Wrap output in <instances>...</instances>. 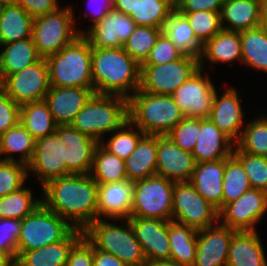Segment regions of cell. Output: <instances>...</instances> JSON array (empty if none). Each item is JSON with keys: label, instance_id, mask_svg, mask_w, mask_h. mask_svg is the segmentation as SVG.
Masks as SVG:
<instances>
[{"label": "cell", "instance_id": "obj_60", "mask_svg": "<svg viewBox=\"0 0 267 266\" xmlns=\"http://www.w3.org/2000/svg\"><path fill=\"white\" fill-rule=\"evenodd\" d=\"M261 26L267 31V0H261Z\"/></svg>", "mask_w": 267, "mask_h": 266}, {"label": "cell", "instance_id": "obj_59", "mask_svg": "<svg viewBox=\"0 0 267 266\" xmlns=\"http://www.w3.org/2000/svg\"><path fill=\"white\" fill-rule=\"evenodd\" d=\"M0 266H16V263L9 254L0 250Z\"/></svg>", "mask_w": 267, "mask_h": 266}, {"label": "cell", "instance_id": "obj_54", "mask_svg": "<svg viewBox=\"0 0 267 266\" xmlns=\"http://www.w3.org/2000/svg\"><path fill=\"white\" fill-rule=\"evenodd\" d=\"M17 4L22 6L33 18L45 15L58 9V0H17Z\"/></svg>", "mask_w": 267, "mask_h": 266}, {"label": "cell", "instance_id": "obj_12", "mask_svg": "<svg viewBox=\"0 0 267 266\" xmlns=\"http://www.w3.org/2000/svg\"><path fill=\"white\" fill-rule=\"evenodd\" d=\"M0 88L19 106L44 100L50 89L45 58L22 71L5 76L0 81Z\"/></svg>", "mask_w": 267, "mask_h": 266}, {"label": "cell", "instance_id": "obj_46", "mask_svg": "<svg viewBox=\"0 0 267 266\" xmlns=\"http://www.w3.org/2000/svg\"><path fill=\"white\" fill-rule=\"evenodd\" d=\"M186 16L197 40L204 45L208 40L221 31L220 12L196 11L180 12Z\"/></svg>", "mask_w": 267, "mask_h": 266}, {"label": "cell", "instance_id": "obj_47", "mask_svg": "<svg viewBox=\"0 0 267 266\" xmlns=\"http://www.w3.org/2000/svg\"><path fill=\"white\" fill-rule=\"evenodd\" d=\"M28 176L27 165L15 161L0 160V197L6 196L24 186Z\"/></svg>", "mask_w": 267, "mask_h": 266}, {"label": "cell", "instance_id": "obj_53", "mask_svg": "<svg viewBox=\"0 0 267 266\" xmlns=\"http://www.w3.org/2000/svg\"><path fill=\"white\" fill-rule=\"evenodd\" d=\"M224 0H174L178 12H220Z\"/></svg>", "mask_w": 267, "mask_h": 266}, {"label": "cell", "instance_id": "obj_38", "mask_svg": "<svg viewBox=\"0 0 267 266\" xmlns=\"http://www.w3.org/2000/svg\"><path fill=\"white\" fill-rule=\"evenodd\" d=\"M90 175L97 184L114 183L127 179L125 160L110 153L99 143L94 151Z\"/></svg>", "mask_w": 267, "mask_h": 266}, {"label": "cell", "instance_id": "obj_5", "mask_svg": "<svg viewBox=\"0 0 267 266\" xmlns=\"http://www.w3.org/2000/svg\"><path fill=\"white\" fill-rule=\"evenodd\" d=\"M128 120V99L118 95L94 93L70 123L76 130L98 143Z\"/></svg>", "mask_w": 267, "mask_h": 266}, {"label": "cell", "instance_id": "obj_16", "mask_svg": "<svg viewBox=\"0 0 267 266\" xmlns=\"http://www.w3.org/2000/svg\"><path fill=\"white\" fill-rule=\"evenodd\" d=\"M55 134L63 144L67 169L72 174H90L93 167L94 151L99 143L82 134L70 124L57 125Z\"/></svg>", "mask_w": 267, "mask_h": 266}, {"label": "cell", "instance_id": "obj_29", "mask_svg": "<svg viewBox=\"0 0 267 266\" xmlns=\"http://www.w3.org/2000/svg\"><path fill=\"white\" fill-rule=\"evenodd\" d=\"M205 58L213 64H229L237 59L242 63L240 32L224 29L219 31L203 45L199 58V68L201 69H204Z\"/></svg>", "mask_w": 267, "mask_h": 266}, {"label": "cell", "instance_id": "obj_13", "mask_svg": "<svg viewBox=\"0 0 267 266\" xmlns=\"http://www.w3.org/2000/svg\"><path fill=\"white\" fill-rule=\"evenodd\" d=\"M267 211V193L251 188L218 212V221L235 231H256V224Z\"/></svg>", "mask_w": 267, "mask_h": 266}, {"label": "cell", "instance_id": "obj_58", "mask_svg": "<svg viewBox=\"0 0 267 266\" xmlns=\"http://www.w3.org/2000/svg\"><path fill=\"white\" fill-rule=\"evenodd\" d=\"M142 266H183L172 260H146Z\"/></svg>", "mask_w": 267, "mask_h": 266}, {"label": "cell", "instance_id": "obj_39", "mask_svg": "<svg viewBox=\"0 0 267 266\" xmlns=\"http://www.w3.org/2000/svg\"><path fill=\"white\" fill-rule=\"evenodd\" d=\"M251 186L241 162L234 156L225 159L222 208L250 190Z\"/></svg>", "mask_w": 267, "mask_h": 266}, {"label": "cell", "instance_id": "obj_44", "mask_svg": "<svg viewBox=\"0 0 267 266\" xmlns=\"http://www.w3.org/2000/svg\"><path fill=\"white\" fill-rule=\"evenodd\" d=\"M235 145L245 153L267 157V115L248 122Z\"/></svg>", "mask_w": 267, "mask_h": 266}, {"label": "cell", "instance_id": "obj_10", "mask_svg": "<svg viewBox=\"0 0 267 266\" xmlns=\"http://www.w3.org/2000/svg\"><path fill=\"white\" fill-rule=\"evenodd\" d=\"M198 69L199 58L187 55L165 64H142L139 89L157 95H172Z\"/></svg>", "mask_w": 267, "mask_h": 266}, {"label": "cell", "instance_id": "obj_2", "mask_svg": "<svg viewBox=\"0 0 267 266\" xmlns=\"http://www.w3.org/2000/svg\"><path fill=\"white\" fill-rule=\"evenodd\" d=\"M140 73L141 66L123 47L92 48L94 93L118 95L128 99L140 87Z\"/></svg>", "mask_w": 267, "mask_h": 266}, {"label": "cell", "instance_id": "obj_20", "mask_svg": "<svg viewBox=\"0 0 267 266\" xmlns=\"http://www.w3.org/2000/svg\"><path fill=\"white\" fill-rule=\"evenodd\" d=\"M237 231L221 225L197 232V251L193 266H226L232 236Z\"/></svg>", "mask_w": 267, "mask_h": 266}, {"label": "cell", "instance_id": "obj_4", "mask_svg": "<svg viewBox=\"0 0 267 266\" xmlns=\"http://www.w3.org/2000/svg\"><path fill=\"white\" fill-rule=\"evenodd\" d=\"M45 61L50 86L93 88L92 47L83 35Z\"/></svg>", "mask_w": 267, "mask_h": 266}, {"label": "cell", "instance_id": "obj_3", "mask_svg": "<svg viewBox=\"0 0 267 266\" xmlns=\"http://www.w3.org/2000/svg\"><path fill=\"white\" fill-rule=\"evenodd\" d=\"M184 118L172 95L138 89L128 98V119L145 135H167Z\"/></svg>", "mask_w": 267, "mask_h": 266}, {"label": "cell", "instance_id": "obj_48", "mask_svg": "<svg viewBox=\"0 0 267 266\" xmlns=\"http://www.w3.org/2000/svg\"><path fill=\"white\" fill-rule=\"evenodd\" d=\"M200 133V119L185 117L167 136L181 149L192 152Z\"/></svg>", "mask_w": 267, "mask_h": 266}, {"label": "cell", "instance_id": "obj_23", "mask_svg": "<svg viewBox=\"0 0 267 266\" xmlns=\"http://www.w3.org/2000/svg\"><path fill=\"white\" fill-rule=\"evenodd\" d=\"M209 119L235 143L240 139L244 112L235 88L228 87L220 97L216 91Z\"/></svg>", "mask_w": 267, "mask_h": 266}, {"label": "cell", "instance_id": "obj_22", "mask_svg": "<svg viewBox=\"0 0 267 266\" xmlns=\"http://www.w3.org/2000/svg\"><path fill=\"white\" fill-rule=\"evenodd\" d=\"M94 94L93 88L50 86L44 101L57 125L70 124Z\"/></svg>", "mask_w": 267, "mask_h": 266}, {"label": "cell", "instance_id": "obj_11", "mask_svg": "<svg viewBox=\"0 0 267 266\" xmlns=\"http://www.w3.org/2000/svg\"><path fill=\"white\" fill-rule=\"evenodd\" d=\"M172 221L200 230L219 222L218 210L198 194L190 182L175 183Z\"/></svg>", "mask_w": 267, "mask_h": 266}, {"label": "cell", "instance_id": "obj_55", "mask_svg": "<svg viewBox=\"0 0 267 266\" xmlns=\"http://www.w3.org/2000/svg\"><path fill=\"white\" fill-rule=\"evenodd\" d=\"M89 3L94 6V8L90 11V15H92V25L96 24L102 18H105L107 14L114 9V0H89ZM88 3V4H89ZM93 3L95 5H93ZM96 3L99 4L96 6ZM101 4V5H100ZM90 5V4H89Z\"/></svg>", "mask_w": 267, "mask_h": 266}, {"label": "cell", "instance_id": "obj_34", "mask_svg": "<svg viewBox=\"0 0 267 266\" xmlns=\"http://www.w3.org/2000/svg\"><path fill=\"white\" fill-rule=\"evenodd\" d=\"M197 232L193 227L175 221L168 222L170 260L183 266H193L197 251Z\"/></svg>", "mask_w": 267, "mask_h": 266}, {"label": "cell", "instance_id": "obj_8", "mask_svg": "<svg viewBox=\"0 0 267 266\" xmlns=\"http://www.w3.org/2000/svg\"><path fill=\"white\" fill-rule=\"evenodd\" d=\"M74 228L41 204L21 220L17 251H30L62 241Z\"/></svg>", "mask_w": 267, "mask_h": 266}, {"label": "cell", "instance_id": "obj_26", "mask_svg": "<svg viewBox=\"0 0 267 266\" xmlns=\"http://www.w3.org/2000/svg\"><path fill=\"white\" fill-rule=\"evenodd\" d=\"M224 170L225 159L197 163L189 181L218 212L222 209Z\"/></svg>", "mask_w": 267, "mask_h": 266}, {"label": "cell", "instance_id": "obj_37", "mask_svg": "<svg viewBox=\"0 0 267 266\" xmlns=\"http://www.w3.org/2000/svg\"><path fill=\"white\" fill-rule=\"evenodd\" d=\"M242 64L267 73V31L260 25L240 32Z\"/></svg>", "mask_w": 267, "mask_h": 266}, {"label": "cell", "instance_id": "obj_35", "mask_svg": "<svg viewBox=\"0 0 267 266\" xmlns=\"http://www.w3.org/2000/svg\"><path fill=\"white\" fill-rule=\"evenodd\" d=\"M0 141L1 155L5 156L1 158L2 161H15L13 154L19 153L18 162L26 165L31 162L35 152V139L20 122L0 135Z\"/></svg>", "mask_w": 267, "mask_h": 266}, {"label": "cell", "instance_id": "obj_51", "mask_svg": "<svg viewBox=\"0 0 267 266\" xmlns=\"http://www.w3.org/2000/svg\"><path fill=\"white\" fill-rule=\"evenodd\" d=\"M20 120V106L0 88V135Z\"/></svg>", "mask_w": 267, "mask_h": 266}, {"label": "cell", "instance_id": "obj_49", "mask_svg": "<svg viewBox=\"0 0 267 266\" xmlns=\"http://www.w3.org/2000/svg\"><path fill=\"white\" fill-rule=\"evenodd\" d=\"M21 220L1 218L0 250L17 260V240L20 234Z\"/></svg>", "mask_w": 267, "mask_h": 266}, {"label": "cell", "instance_id": "obj_24", "mask_svg": "<svg viewBox=\"0 0 267 266\" xmlns=\"http://www.w3.org/2000/svg\"><path fill=\"white\" fill-rule=\"evenodd\" d=\"M234 147L235 142L209 117L200 119V133L192 151L196 164L226 159L233 155Z\"/></svg>", "mask_w": 267, "mask_h": 266}, {"label": "cell", "instance_id": "obj_25", "mask_svg": "<svg viewBox=\"0 0 267 266\" xmlns=\"http://www.w3.org/2000/svg\"><path fill=\"white\" fill-rule=\"evenodd\" d=\"M83 236L74 228L62 241L30 251H17L16 266H65L73 245Z\"/></svg>", "mask_w": 267, "mask_h": 266}, {"label": "cell", "instance_id": "obj_21", "mask_svg": "<svg viewBox=\"0 0 267 266\" xmlns=\"http://www.w3.org/2000/svg\"><path fill=\"white\" fill-rule=\"evenodd\" d=\"M134 181L124 179L114 183L98 184L97 219H129L132 213Z\"/></svg>", "mask_w": 267, "mask_h": 266}, {"label": "cell", "instance_id": "obj_28", "mask_svg": "<svg viewBox=\"0 0 267 266\" xmlns=\"http://www.w3.org/2000/svg\"><path fill=\"white\" fill-rule=\"evenodd\" d=\"M257 231H237L231 239L226 266H267Z\"/></svg>", "mask_w": 267, "mask_h": 266}, {"label": "cell", "instance_id": "obj_19", "mask_svg": "<svg viewBox=\"0 0 267 266\" xmlns=\"http://www.w3.org/2000/svg\"><path fill=\"white\" fill-rule=\"evenodd\" d=\"M128 220L146 260H170L169 221L142 217H130Z\"/></svg>", "mask_w": 267, "mask_h": 266}, {"label": "cell", "instance_id": "obj_56", "mask_svg": "<svg viewBox=\"0 0 267 266\" xmlns=\"http://www.w3.org/2000/svg\"><path fill=\"white\" fill-rule=\"evenodd\" d=\"M93 266H127L117 256L106 253L93 246Z\"/></svg>", "mask_w": 267, "mask_h": 266}, {"label": "cell", "instance_id": "obj_36", "mask_svg": "<svg viewBox=\"0 0 267 266\" xmlns=\"http://www.w3.org/2000/svg\"><path fill=\"white\" fill-rule=\"evenodd\" d=\"M19 122L35 140L55 133L57 127L44 100L21 105Z\"/></svg>", "mask_w": 267, "mask_h": 266}, {"label": "cell", "instance_id": "obj_14", "mask_svg": "<svg viewBox=\"0 0 267 266\" xmlns=\"http://www.w3.org/2000/svg\"><path fill=\"white\" fill-rule=\"evenodd\" d=\"M203 72L199 68L172 94L185 117L203 119L210 115L217 90Z\"/></svg>", "mask_w": 267, "mask_h": 266}, {"label": "cell", "instance_id": "obj_1", "mask_svg": "<svg viewBox=\"0 0 267 266\" xmlns=\"http://www.w3.org/2000/svg\"><path fill=\"white\" fill-rule=\"evenodd\" d=\"M42 204L73 228L84 230L97 220L98 184L90 174H71L54 179L42 187Z\"/></svg>", "mask_w": 267, "mask_h": 266}, {"label": "cell", "instance_id": "obj_15", "mask_svg": "<svg viewBox=\"0 0 267 266\" xmlns=\"http://www.w3.org/2000/svg\"><path fill=\"white\" fill-rule=\"evenodd\" d=\"M27 169L37 176L42 187L54 179L72 174L67 169L63 144L55 133L35 140V152Z\"/></svg>", "mask_w": 267, "mask_h": 266}, {"label": "cell", "instance_id": "obj_57", "mask_svg": "<svg viewBox=\"0 0 267 266\" xmlns=\"http://www.w3.org/2000/svg\"><path fill=\"white\" fill-rule=\"evenodd\" d=\"M139 0H114V9L126 15H130Z\"/></svg>", "mask_w": 267, "mask_h": 266}, {"label": "cell", "instance_id": "obj_61", "mask_svg": "<svg viewBox=\"0 0 267 266\" xmlns=\"http://www.w3.org/2000/svg\"><path fill=\"white\" fill-rule=\"evenodd\" d=\"M15 3H17V0H0V5L15 4Z\"/></svg>", "mask_w": 267, "mask_h": 266}, {"label": "cell", "instance_id": "obj_52", "mask_svg": "<svg viewBox=\"0 0 267 266\" xmlns=\"http://www.w3.org/2000/svg\"><path fill=\"white\" fill-rule=\"evenodd\" d=\"M65 266H93V245L84 235L71 248Z\"/></svg>", "mask_w": 267, "mask_h": 266}, {"label": "cell", "instance_id": "obj_6", "mask_svg": "<svg viewBox=\"0 0 267 266\" xmlns=\"http://www.w3.org/2000/svg\"><path fill=\"white\" fill-rule=\"evenodd\" d=\"M124 224L97 219L83 230V235L96 249L117 256L127 266H142L146 262L142 247L130 221L125 219Z\"/></svg>", "mask_w": 267, "mask_h": 266}, {"label": "cell", "instance_id": "obj_62", "mask_svg": "<svg viewBox=\"0 0 267 266\" xmlns=\"http://www.w3.org/2000/svg\"><path fill=\"white\" fill-rule=\"evenodd\" d=\"M0 158H2V157H1V141H0ZM0 160H1V159H0Z\"/></svg>", "mask_w": 267, "mask_h": 266}, {"label": "cell", "instance_id": "obj_41", "mask_svg": "<svg viewBox=\"0 0 267 266\" xmlns=\"http://www.w3.org/2000/svg\"><path fill=\"white\" fill-rule=\"evenodd\" d=\"M42 204L41 198H33L31 189L19 190L0 197V217L22 220Z\"/></svg>", "mask_w": 267, "mask_h": 266}, {"label": "cell", "instance_id": "obj_18", "mask_svg": "<svg viewBox=\"0 0 267 266\" xmlns=\"http://www.w3.org/2000/svg\"><path fill=\"white\" fill-rule=\"evenodd\" d=\"M136 26L129 15L112 9L105 18L88 26L83 36L92 48H122Z\"/></svg>", "mask_w": 267, "mask_h": 266}, {"label": "cell", "instance_id": "obj_45", "mask_svg": "<svg viewBox=\"0 0 267 266\" xmlns=\"http://www.w3.org/2000/svg\"><path fill=\"white\" fill-rule=\"evenodd\" d=\"M233 155L241 162L251 188L267 193V157L241 151L236 145Z\"/></svg>", "mask_w": 267, "mask_h": 266}, {"label": "cell", "instance_id": "obj_50", "mask_svg": "<svg viewBox=\"0 0 267 266\" xmlns=\"http://www.w3.org/2000/svg\"><path fill=\"white\" fill-rule=\"evenodd\" d=\"M183 54L162 32L151 49L148 59L144 64H165L178 60Z\"/></svg>", "mask_w": 267, "mask_h": 266}, {"label": "cell", "instance_id": "obj_40", "mask_svg": "<svg viewBox=\"0 0 267 266\" xmlns=\"http://www.w3.org/2000/svg\"><path fill=\"white\" fill-rule=\"evenodd\" d=\"M174 9V0H139L129 16L137 25L163 28Z\"/></svg>", "mask_w": 267, "mask_h": 266}, {"label": "cell", "instance_id": "obj_30", "mask_svg": "<svg viewBox=\"0 0 267 266\" xmlns=\"http://www.w3.org/2000/svg\"><path fill=\"white\" fill-rule=\"evenodd\" d=\"M33 21L17 3L0 5V45L30 38Z\"/></svg>", "mask_w": 267, "mask_h": 266}, {"label": "cell", "instance_id": "obj_17", "mask_svg": "<svg viewBox=\"0 0 267 266\" xmlns=\"http://www.w3.org/2000/svg\"><path fill=\"white\" fill-rule=\"evenodd\" d=\"M195 165L192 152L178 147L167 135H157L156 175L175 183L189 182Z\"/></svg>", "mask_w": 267, "mask_h": 266}, {"label": "cell", "instance_id": "obj_31", "mask_svg": "<svg viewBox=\"0 0 267 266\" xmlns=\"http://www.w3.org/2000/svg\"><path fill=\"white\" fill-rule=\"evenodd\" d=\"M157 135H144L125 160L127 179L137 181L156 175Z\"/></svg>", "mask_w": 267, "mask_h": 266}, {"label": "cell", "instance_id": "obj_43", "mask_svg": "<svg viewBox=\"0 0 267 266\" xmlns=\"http://www.w3.org/2000/svg\"><path fill=\"white\" fill-rule=\"evenodd\" d=\"M162 28L137 25L124 43V50L141 66L146 62Z\"/></svg>", "mask_w": 267, "mask_h": 266}, {"label": "cell", "instance_id": "obj_27", "mask_svg": "<svg viewBox=\"0 0 267 266\" xmlns=\"http://www.w3.org/2000/svg\"><path fill=\"white\" fill-rule=\"evenodd\" d=\"M220 19L227 31L242 32L260 26L261 0H224Z\"/></svg>", "mask_w": 267, "mask_h": 266}, {"label": "cell", "instance_id": "obj_33", "mask_svg": "<svg viewBox=\"0 0 267 266\" xmlns=\"http://www.w3.org/2000/svg\"><path fill=\"white\" fill-rule=\"evenodd\" d=\"M1 46L4 49L0 52V81L5 76L22 71L41 59L32 37Z\"/></svg>", "mask_w": 267, "mask_h": 266}, {"label": "cell", "instance_id": "obj_9", "mask_svg": "<svg viewBox=\"0 0 267 266\" xmlns=\"http://www.w3.org/2000/svg\"><path fill=\"white\" fill-rule=\"evenodd\" d=\"M174 184L158 175L134 181L131 217L172 221Z\"/></svg>", "mask_w": 267, "mask_h": 266}, {"label": "cell", "instance_id": "obj_42", "mask_svg": "<svg viewBox=\"0 0 267 266\" xmlns=\"http://www.w3.org/2000/svg\"><path fill=\"white\" fill-rule=\"evenodd\" d=\"M138 129L139 128L128 119L112 132L114 134L111 135L106 142L103 140L100 144L110 153L115 154L120 159L126 160L135 150L139 140L145 135Z\"/></svg>", "mask_w": 267, "mask_h": 266}, {"label": "cell", "instance_id": "obj_7", "mask_svg": "<svg viewBox=\"0 0 267 266\" xmlns=\"http://www.w3.org/2000/svg\"><path fill=\"white\" fill-rule=\"evenodd\" d=\"M73 12L68 5L34 18L31 37L41 58L59 52L78 36L85 34L84 30L74 27Z\"/></svg>", "mask_w": 267, "mask_h": 266}, {"label": "cell", "instance_id": "obj_32", "mask_svg": "<svg viewBox=\"0 0 267 266\" xmlns=\"http://www.w3.org/2000/svg\"><path fill=\"white\" fill-rule=\"evenodd\" d=\"M162 32L183 55L200 58L203 45L195 37L194 30L184 14L174 9L165 20Z\"/></svg>", "mask_w": 267, "mask_h": 266}]
</instances>
